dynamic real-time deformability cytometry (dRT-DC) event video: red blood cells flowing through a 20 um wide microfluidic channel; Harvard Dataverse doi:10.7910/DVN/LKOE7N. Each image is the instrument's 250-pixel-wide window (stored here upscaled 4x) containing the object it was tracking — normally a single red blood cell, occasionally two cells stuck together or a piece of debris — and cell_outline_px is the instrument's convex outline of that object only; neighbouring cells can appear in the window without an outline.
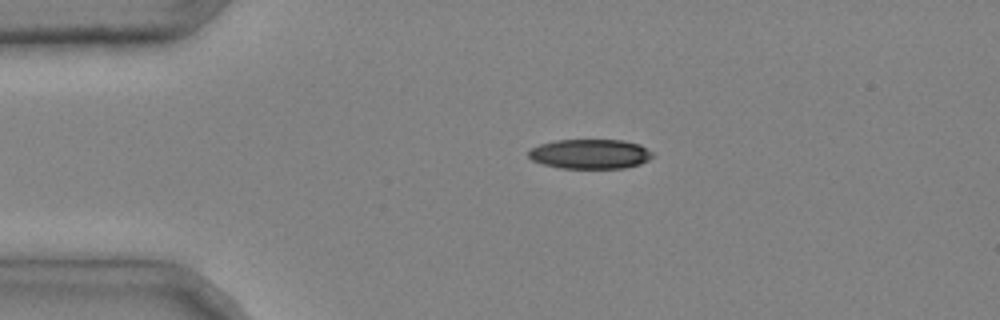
{"species": "common noctule bat (a hibernating species)", "species_latin": "Nyctalus noctula", "temperature_condition": "cold", "stored_images_in_passage": 3, "camera_frame_rate_fps": 3000, "um_per_image_px": 0.085, "animal": {"sex": "male", "body_mass_g": 20.4}, "frame": {"image": 1, "passage_image": 2, "time_ms": 0.333, "image_size_px": [1000, 320], "cell_outline_px": [[652, 156], [648, 160], [640, 164], [624, 168], [560, 168], [544, 164], [532, 160], [528, 156], [528, 152], [532, 148], [540, 144], [556, 140], [624, 140], [640, 144], [652, 152]], "centroid_in_image_um": [50.17, 13.08], "position_along_channel_um": 34.8, "area_um2": 21.39}}